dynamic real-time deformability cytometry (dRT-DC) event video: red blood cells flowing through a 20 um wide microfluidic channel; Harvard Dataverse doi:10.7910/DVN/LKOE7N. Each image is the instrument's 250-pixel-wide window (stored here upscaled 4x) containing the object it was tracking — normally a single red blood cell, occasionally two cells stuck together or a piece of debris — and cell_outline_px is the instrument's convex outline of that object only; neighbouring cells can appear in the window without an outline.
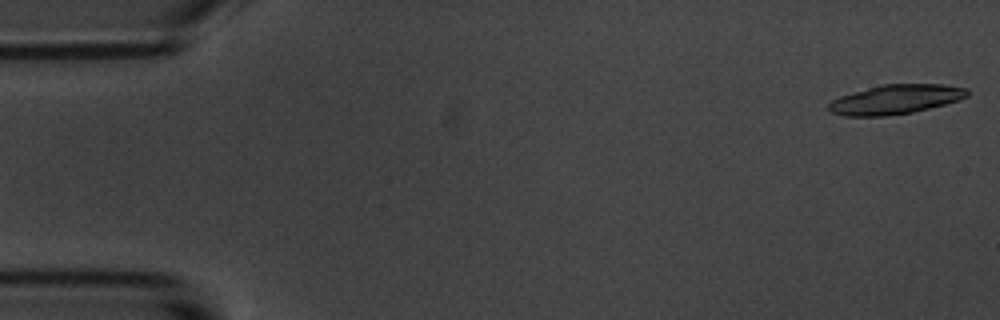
{"species": "common noctule bat (a hibernating species)", "species_latin": "Nyctalus noctula", "temperature_condition": "room temperature", "stored_images_in_passage": 19, "camera_frame_rate_fps": 3000, "um_per_image_px": 0.085, "animal": {"sex": "male", "body_mass_g": 20.1, "forearm_length_mm": 53.5}, "frame": {"image": 1, "passage_image": 1, "time_ms": 0.0, "image_size_px": [1000, 320], "cell_outline_px": [[968, 96], [960, 100], [912, 112], [884, 116], [844, 116], [832, 112], [828, 108], [828, 104], [832, 100], [840, 96], [880, 84], [944, 84], [968, 88]], "centroid_in_image_um": [76.13, 8.44], "position_along_channel_um": 8.9, "area_um2": 23.7}}
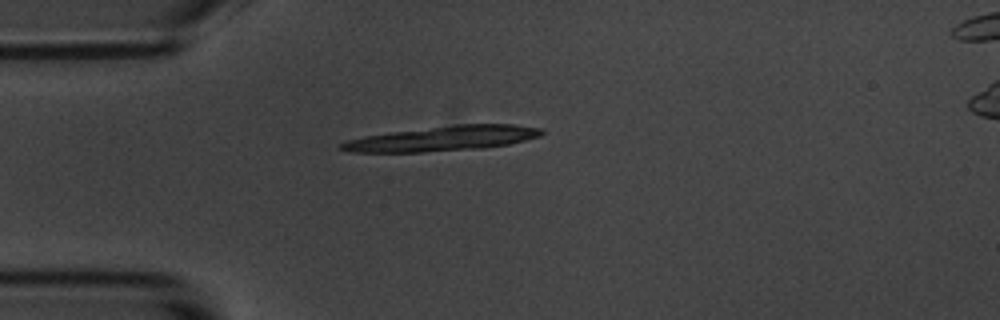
{"frame": {"image": 2, "passage_image": 14, "time_ms": 4.333, "image_size_px": [1000, 320], "cell_outline_px": [[544, 132], [540, 136], [508, 144], [484, 148], [420, 152], [352, 152], [336, 148], [340, 144], [348, 140], [364, 136], [392, 132], [456, 124], [512, 124], [544, 128]], "centroid_in_image_um": [37.65, 11.77], "position_along_channel_um": 47.3, "area_um2": 28.96}}